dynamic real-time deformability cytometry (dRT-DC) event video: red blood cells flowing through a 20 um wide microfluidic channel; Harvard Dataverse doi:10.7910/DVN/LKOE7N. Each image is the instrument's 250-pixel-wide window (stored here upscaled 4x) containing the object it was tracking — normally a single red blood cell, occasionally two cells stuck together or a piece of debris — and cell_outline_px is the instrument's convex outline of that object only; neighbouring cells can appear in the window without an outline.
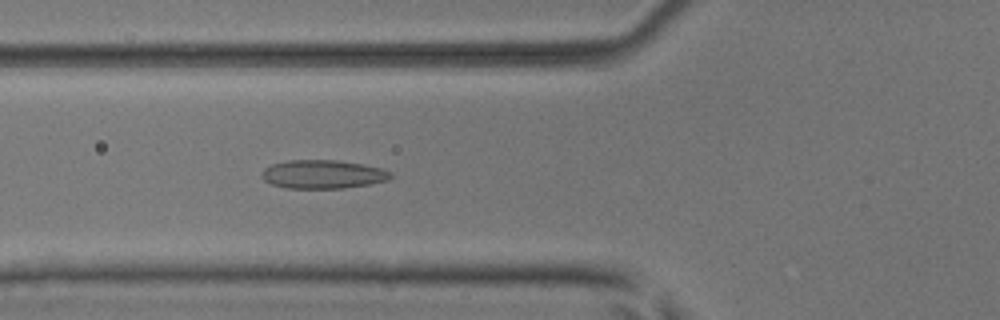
{"species": "common noctule bat (a hibernating species)", "species_latin": "Nyctalus noctula", "temperature_condition": "room temperature", "stored_images_in_passage": 50, "camera_frame_rate_fps": 3000, "um_per_image_px": 0.085, "animal": {"sex": "male", "body_mass_g": 17.9, "forearm_length_mm": 54.2}, "frame": {"image": 1, "passage_image": 19, "time_ms": 6.0, "image_size_px": [1000, 320], "cell_outline_px": [[392, 176], [388, 180], [368, 184], [344, 188], [288, 188], [272, 184], [264, 180], [260, 176], [264, 168], [272, 164], [288, 160], [336, 160], [364, 164], [380, 168], [392, 172]], "centroid_in_image_um": [27.44, 14.81], "position_along_channel_um": 98.4, "area_um2": 21.44}}
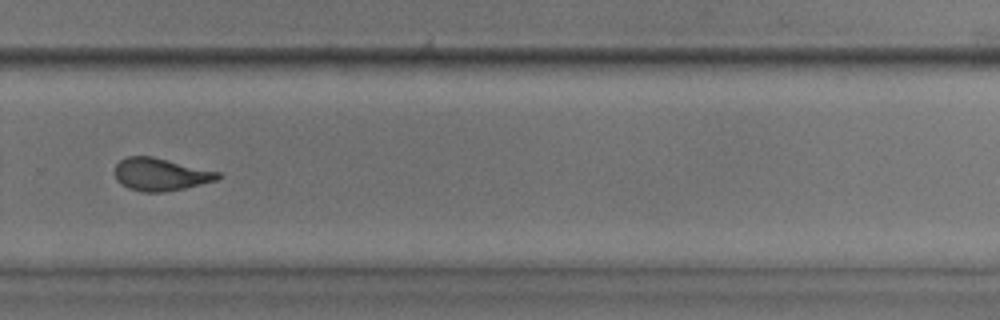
{"frame": {"image": 2, "passage_image": 35, "time_ms": 11.333, "image_size_px": [1000, 320], "cell_outline_px": [[224, 176], [216, 180], [184, 188], [164, 192], [144, 192], [128, 188], [120, 184], [116, 180], [112, 172], [116, 164], [120, 160], [128, 156], [152, 156], [220, 172]], "centroid_in_image_um": [13.61, 14.82], "position_along_channel_um": 316.2, "area_um2": 19.77}}
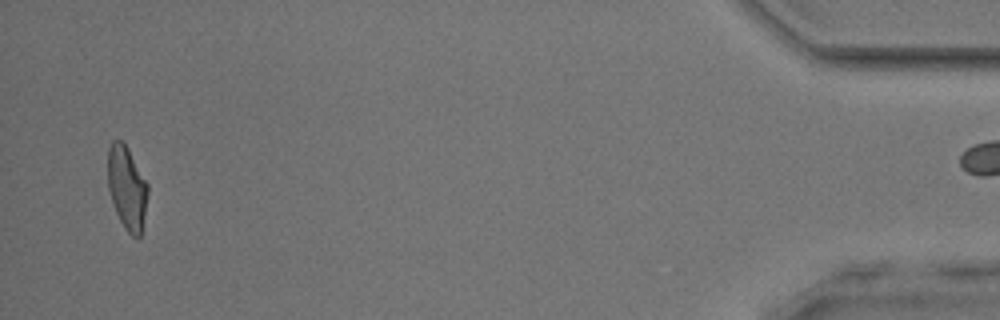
{"frame": {"image": 3, "passage_image": 49, "time_ms": 16.0, "image_size_px": [1000, 320], "cell_outline_px": [[148, 192], [140, 236], [132, 236], [124, 228], [116, 212], [108, 188], [108, 148], [112, 140], [124, 140], [148, 184]], "centroid_in_image_um": [10.78, 15.9], "position_along_channel_um": 424.4, "area_um2": 19.31}}